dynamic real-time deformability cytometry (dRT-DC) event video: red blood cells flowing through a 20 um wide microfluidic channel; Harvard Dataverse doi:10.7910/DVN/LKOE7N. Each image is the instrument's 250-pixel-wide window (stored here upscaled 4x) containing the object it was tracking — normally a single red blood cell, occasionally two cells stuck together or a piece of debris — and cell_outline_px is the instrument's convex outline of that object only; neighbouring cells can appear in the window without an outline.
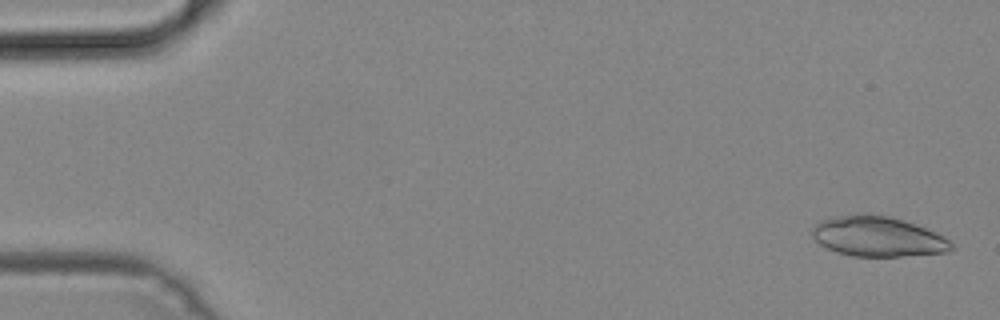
{"species": "common noctule bat (a hibernating species)", "species_latin": "Nyctalus noctula", "temperature_condition": "cold", "stored_images_in_passage": 50, "camera_frame_rate_fps": 3000, "um_per_image_px": 0.085, "animal": {"sex": "male", "body_mass_g": 19.2, "forearm_length_mm": 51.8}, "frame": {"image": 1, "passage_image": 2, "time_ms": 0.333, "image_size_px": [1000, 320], "cell_outline_px": [[956, 248], [948, 252], [900, 256], [852, 256], [836, 252], [820, 244], [812, 236], [812, 228], [820, 220], [836, 216], [888, 216], [904, 220], [936, 232], [944, 236]], "centroid_in_image_um": [74.64, 20.13], "position_along_channel_um": 10.4, "area_um2": 31.96}}
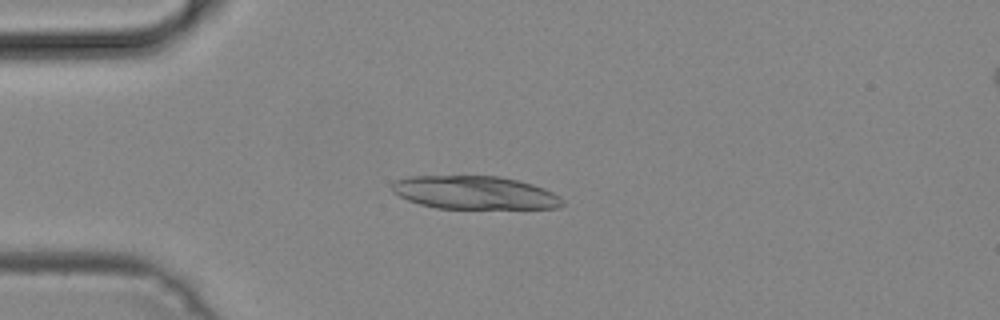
{"frame": {"image": 2, "passage_image": 13, "time_ms": 4.0, "image_size_px": [1000, 320], "cell_outline_px": [[564, 204], [560, 208], [436, 208], [420, 204], [408, 200], [392, 192], [392, 180], [408, 176], [500, 176], [532, 184], [544, 188], [560, 196], [564, 200]], "centroid_in_image_um": [40.33, 16.37], "position_along_channel_um": 44.7, "area_um2": 33.06}}